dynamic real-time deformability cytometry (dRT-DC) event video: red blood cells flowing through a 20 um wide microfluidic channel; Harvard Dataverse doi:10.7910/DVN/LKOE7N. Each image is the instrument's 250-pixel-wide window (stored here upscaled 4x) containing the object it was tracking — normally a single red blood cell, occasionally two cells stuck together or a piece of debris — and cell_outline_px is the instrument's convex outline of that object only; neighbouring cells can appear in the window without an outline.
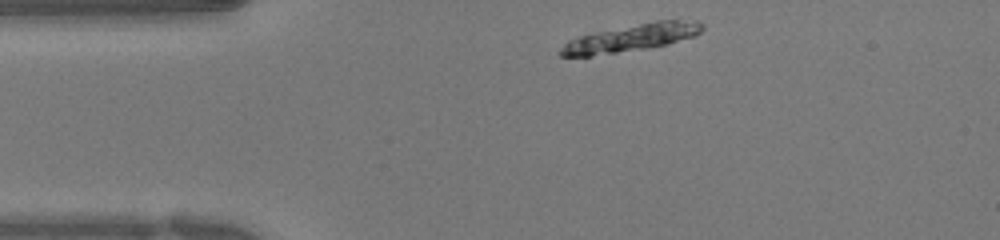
{"species": "human", "species_latin": "Homo sapiens", "temperature_condition": "warm", "stored_images_in_passage": 42, "camera_frame_rate_fps": 3000, "um_per_image_px": 0.085, "donor": {"sex": "female"}, "frame": {"image": 1, "passage_image": 1, "time_ms": 0.0, "image_size_px": [1000, 240], "cell_outline_px": [[704, 28], [696, 36], [668, 44], [648, 48], [592, 56], [560, 56], [556, 52], [568, 40], [580, 36], [596, 32], [656, 20], [696, 20], [704, 24]], "centroid_in_image_um": [53.67, 3.22], "position_along_channel_um": 31.3, "area_um2": 22.6}}
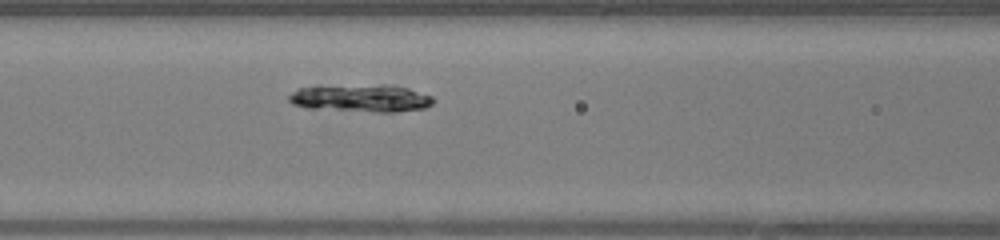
{"frame": {"image": 2, "passage_image": 12, "time_ms": 3.667, "image_size_px": [1000, 240], "cell_outline_px": [[436, 100], [432, 104], [424, 108], [396, 112], [376, 112], [308, 108], [292, 104], [288, 100], [288, 96], [292, 92], [300, 88], [316, 84], [392, 84], [408, 88], [432, 96]], "centroid_in_image_um": [30.65, 8.31], "position_along_channel_um": 136.0, "area_um2": 24.04}}
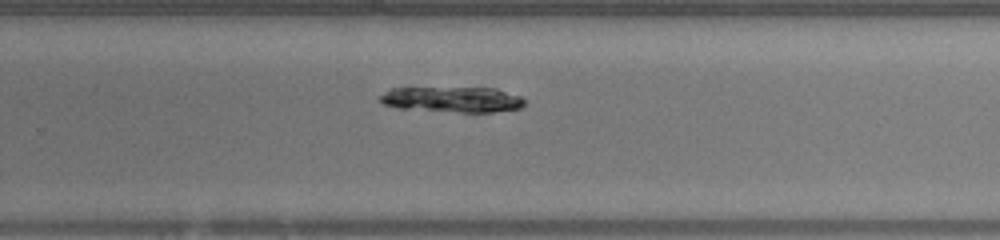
{"frame": {"image": 3, "passage_image": 24, "time_ms": 7.667, "image_size_px": [1000, 240], "cell_outline_px": [[524, 104], [520, 108], [492, 112], [460, 112], [400, 108], [384, 104], [380, 100], [380, 96], [384, 92], [392, 88], [496, 88], [520, 96], [524, 100]], "centroid_in_image_um": [38.47, 8.45], "position_along_channel_um": 291.3, "area_um2": 21.27}}